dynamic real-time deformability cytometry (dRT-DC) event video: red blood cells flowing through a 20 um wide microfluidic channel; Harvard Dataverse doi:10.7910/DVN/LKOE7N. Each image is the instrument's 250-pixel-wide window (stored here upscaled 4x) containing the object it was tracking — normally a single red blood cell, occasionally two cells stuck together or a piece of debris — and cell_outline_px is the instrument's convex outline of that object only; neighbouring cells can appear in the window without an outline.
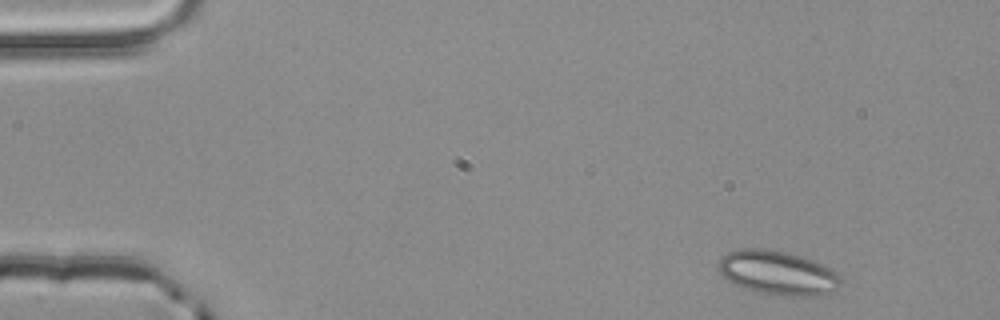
{"species": "common noctule bat (a hibernating species)", "species_latin": "Nyctalus noctula", "temperature_condition": "room temperature", "stored_images_in_passage": 3, "camera_frame_rate_fps": 3000, "um_per_image_px": 0.085, "animal": {"sex": "male", "body_mass_g": 20.4}, "frame": {"image": 1, "passage_image": 1, "time_ms": 0.0, "image_size_px": [1000, 320], "cell_outline_px": [[844, 280], [836, 292], [816, 296], [784, 296], [756, 292], [732, 284], [720, 272], [720, 260], [728, 252], [740, 248], [764, 248], [804, 256], [824, 264], [840, 272]], "centroid_in_image_um": [66.22, 23.2], "position_along_channel_um": 18.8, "area_um2": 32.14}}